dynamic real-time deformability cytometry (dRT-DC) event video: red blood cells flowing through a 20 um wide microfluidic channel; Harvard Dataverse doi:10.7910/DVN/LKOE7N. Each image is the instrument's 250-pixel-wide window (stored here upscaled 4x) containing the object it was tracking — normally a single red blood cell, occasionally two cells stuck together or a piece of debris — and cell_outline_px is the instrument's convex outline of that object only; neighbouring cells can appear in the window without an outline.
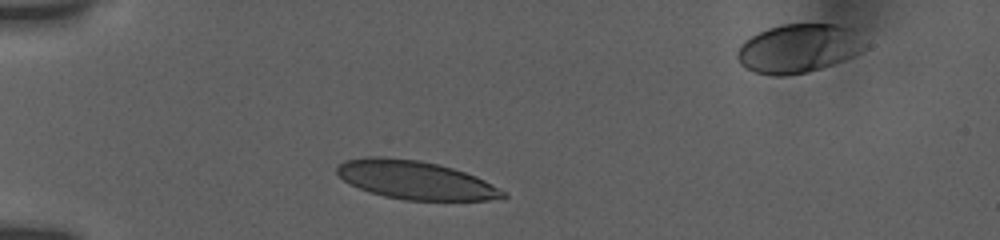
{"species": "human", "species_latin": "Homo sapiens", "temperature_condition": "room temperature", "stored_images_in_passage": 12, "camera_frame_rate_fps": 3000, "um_per_image_px": 0.085, "donor": {"sex": "female"}, "frame": {"image": 1, "passage_image": 8, "time_ms": 1.333, "image_size_px": [1000, 240], "cell_outline_px": [[508, 196], [488, 200], [404, 200], [384, 196], [368, 192], [344, 180], [336, 172], [336, 168], [344, 160], [368, 156], [380, 156], [420, 160], [452, 168], [476, 176], [508, 192]], "centroid_in_image_um": [35.31, 15.3], "position_along_channel_um": 49.7, "area_um2": 37.11}}